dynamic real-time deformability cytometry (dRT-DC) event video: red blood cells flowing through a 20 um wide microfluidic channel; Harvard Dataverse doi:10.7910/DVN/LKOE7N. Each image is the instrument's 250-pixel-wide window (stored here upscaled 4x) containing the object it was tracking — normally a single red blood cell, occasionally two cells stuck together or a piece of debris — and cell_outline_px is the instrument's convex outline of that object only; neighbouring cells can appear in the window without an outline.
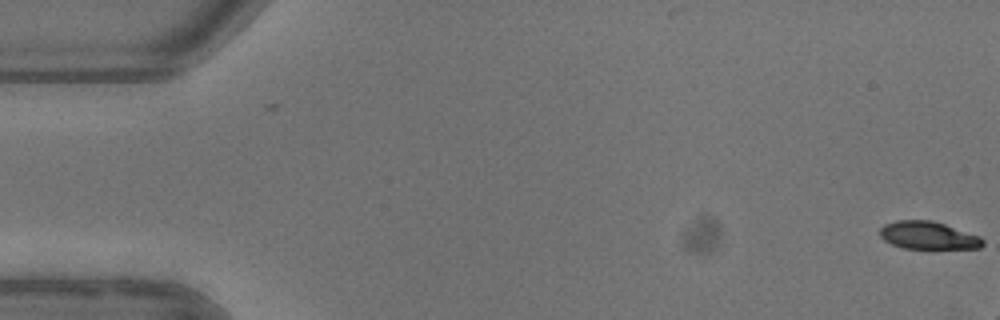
{"species": "common noctule bat (a hibernating species)", "species_latin": "Nyctalus noctula", "temperature_condition": "warm", "stored_images_in_passage": 5, "camera_frame_rate_fps": 3000, "um_per_image_px": 0.085, "animal": {"sex": "female"}, "frame": {"image": 1, "passage_image": 1, "time_ms": 0.0, "image_size_px": [1000, 320], "cell_outline_px": [[984, 244], [980, 248], [932, 252], [904, 248], [892, 244], [884, 240], [880, 236], [880, 228], [884, 224], [896, 220], [932, 220], [980, 236], [984, 240]], "centroid_in_image_um": [78.94, 20.07], "position_along_channel_um": 6.1, "area_um2": 17.63}}